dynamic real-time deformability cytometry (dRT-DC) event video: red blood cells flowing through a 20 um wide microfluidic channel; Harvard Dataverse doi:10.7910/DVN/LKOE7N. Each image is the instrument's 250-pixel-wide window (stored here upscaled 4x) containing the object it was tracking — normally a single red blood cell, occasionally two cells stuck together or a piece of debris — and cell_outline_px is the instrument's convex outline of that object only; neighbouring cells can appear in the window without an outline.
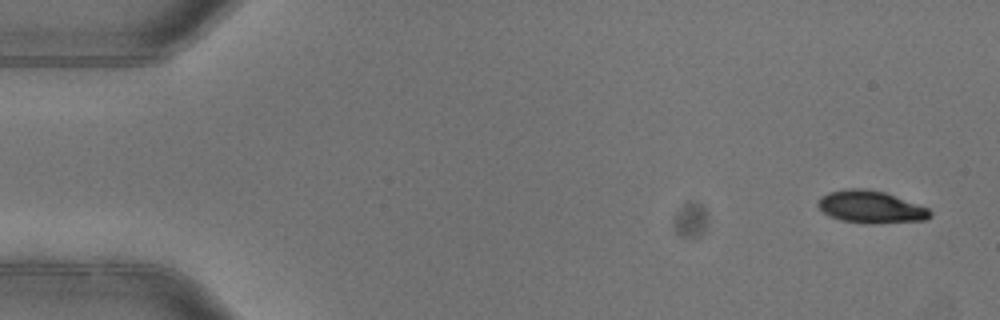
{"species": "common noctule bat (a hibernating species)", "species_latin": "Nyctalus noctula", "temperature_condition": "warm", "stored_images_in_passage": 5, "camera_frame_rate_fps": 3000, "um_per_image_px": 0.085, "animal": {"sex": "female"}, "frame": {"image": 1, "passage_image": 1, "time_ms": 0.0, "image_size_px": [1000, 320], "cell_outline_px": [[932, 216], [924, 220], [872, 224], [840, 220], [824, 212], [816, 204], [820, 196], [828, 192], [844, 188], [864, 188], [884, 192], [928, 208], [932, 212]], "centroid_in_image_um": [73.99, 17.58], "position_along_channel_um": 11.0, "area_um2": 21.1}}
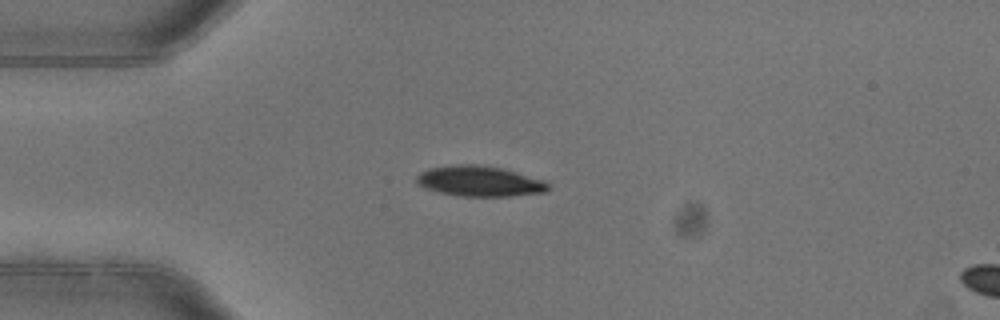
{"frame": {"image": 2, "passage_image": 4, "time_ms": 1.0, "image_size_px": [1000, 320], "cell_outline_px": [[548, 192], [512, 196], [460, 196], [440, 192], [424, 188], [416, 184], [416, 176], [420, 172], [428, 168], [456, 164], [480, 164], [500, 168], [544, 180], [548, 184]], "centroid_in_image_um": [40.73, 15.4], "position_along_channel_um": 44.3, "area_um2": 23.41}}